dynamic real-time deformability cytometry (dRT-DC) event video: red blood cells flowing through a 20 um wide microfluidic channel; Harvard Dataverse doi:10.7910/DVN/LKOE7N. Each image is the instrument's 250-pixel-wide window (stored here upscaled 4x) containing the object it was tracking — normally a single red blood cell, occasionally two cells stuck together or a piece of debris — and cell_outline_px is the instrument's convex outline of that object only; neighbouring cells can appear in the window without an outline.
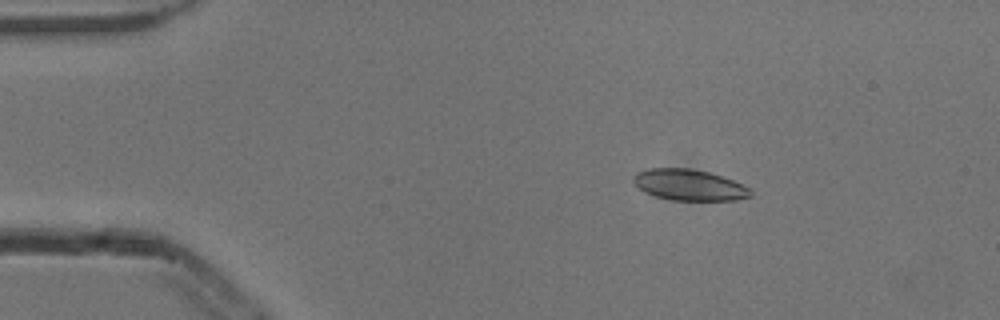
{"species": "common noctule bat (a hibernating species)", "species_latin": "Nyctalus noctula", "temperature_condition": "cold", "stored_images_in_passage": 5, "camera_frame_rate_fps": 3000, "um_per_image_px": 0.085, "animal": {"sex": "male", "body_mass_g": 13.3}, "frame": {"image": 1, "passage_image": 3, "time_ms": 0.667, "image_size_px": [1000, 320], "cell_outline_px": [[752, 196], [736, 200], [672, 200], [656, 196], [644, 192], [632, 180], [632, 176], [636, 172], [648, 168], [688, 168], [708, 172], [732, 180], [752, 188]], "centroid_in_image_um": [58.58, 15.72], "position_along_channel_um": 26.4, "area_um2": 21.21}}